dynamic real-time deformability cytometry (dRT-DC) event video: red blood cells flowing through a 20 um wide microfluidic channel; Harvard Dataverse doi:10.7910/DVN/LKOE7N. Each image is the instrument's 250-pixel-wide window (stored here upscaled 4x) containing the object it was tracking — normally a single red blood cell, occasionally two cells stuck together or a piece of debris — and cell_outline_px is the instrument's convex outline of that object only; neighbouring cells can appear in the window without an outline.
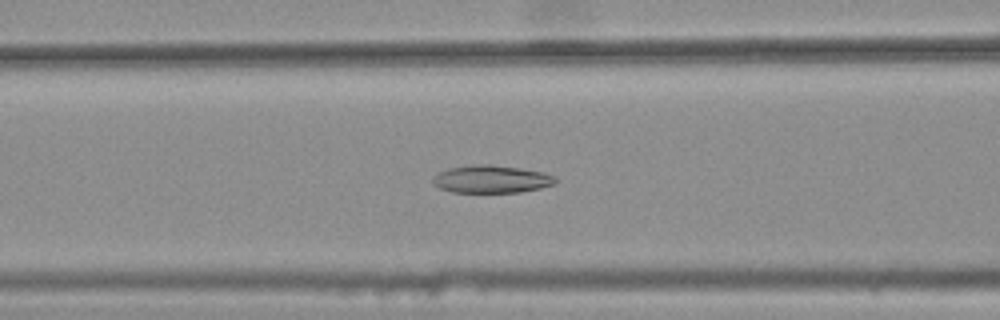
{"species": "common noctule bat (a hibernating species)", "species_latin": "Nyctalus noctula", "temperature_condition": "warm", "stored_images_in_passage": 41, "camera_frame_rate_fps": 3000, "um_per_image_px": 0.085, "animal": {"sex": "female", "body_mass_g": 25.1}, "frame": {"image": 1, "passage_image": 17, "time_ms": 5.333, "image_size_px": [1000, 320], "cell_outline_px": [[556, 184], [540, 188], [520, 192], [452, 192], [440, 188], [432, 184], [432, 176], [448, 168], [476, 164], [492, 164], [520, 168], [544, 172], [556, 176]], "centroid_in_image_um": [41.77, 15.22], "position_along_channel_um": 124.8, "area_um2": 19.94}}
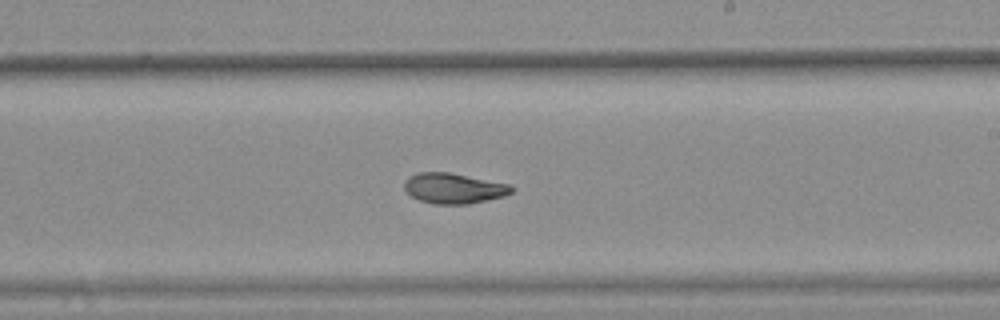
{"frame": {"image": 2, "passage_image": 27, "time_ms": 8.667, "image_size_px": [1000, 320], "cell_outline_px": [[516, 188], [512, 192], [504, 196], [468, 204], [432, 204], [420, 200], [412, 196], [404, 188], [404, 180], [408, 176], [416, 172], [448, 172], [508, 184]], "centroid_in_image_um": [38.54, 16.0], "position_along_channel_um": 250.5, "area_um2": 18.96}}
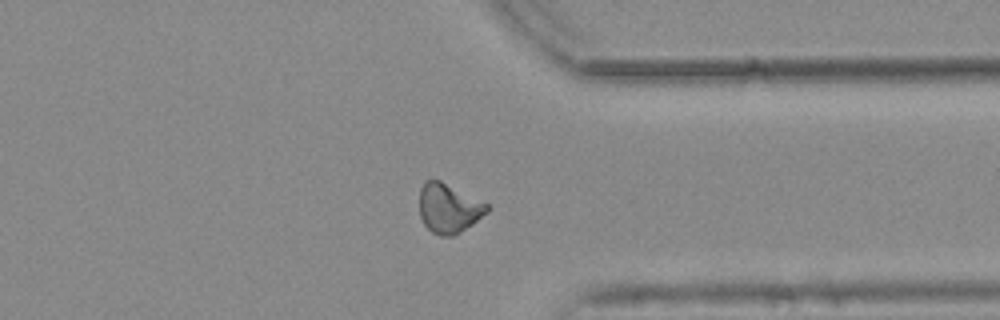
{"frame": {"image": 3, "passage_image": 37, "time_ms": 12.0, "image_size_px": [1000, 320], "cell_outline_px": [[488, 212], [472, 224], [460, 232], [452, 236], [440, 236], [432, 232], [424, 224], [420, 216], [420, 188], [424, 180], [440, 180], [488, 204]], "centroid_in_image_um": [38.12, 17.7], "position_along_channel_um": 373.3, "area_um2": 19.31}, "authors_computed_cell_mechanics": {"area_um2": 19.363, "velocity_mm_per_s": 3.7774, "shape_relaxation_time_tau1_ms": null, "shape_relaxation_time_tau2_ms": 3.3231, "deformation_change_tau1": null, "deformation_change_tau2": 0.094}}